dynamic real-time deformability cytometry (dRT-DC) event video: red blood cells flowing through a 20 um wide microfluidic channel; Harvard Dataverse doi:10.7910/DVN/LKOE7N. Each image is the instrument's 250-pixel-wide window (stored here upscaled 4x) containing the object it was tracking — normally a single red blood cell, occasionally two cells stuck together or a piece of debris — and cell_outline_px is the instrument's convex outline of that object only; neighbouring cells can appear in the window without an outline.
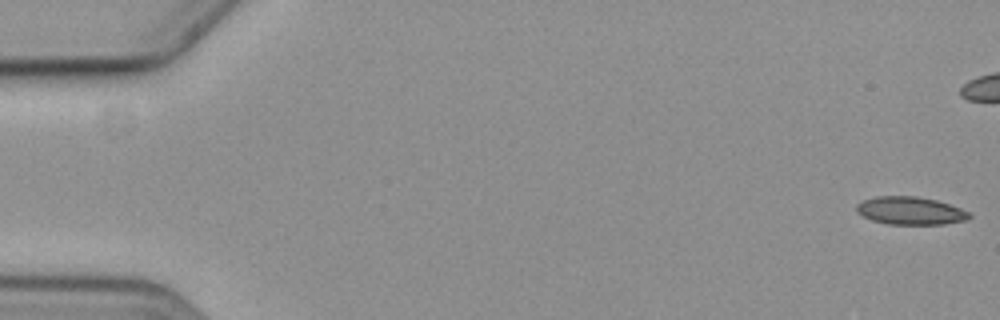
{"species": "common noctule bat (a hibernating species)", "species_latin": "Nyctalus noctula", "temperature_condition": "cold", "stored_images_in_passage": 6, "camera_frame_rate_fps": 3000, "um_per_image_px": 0.085, "animal": {"sex": "female", "body_mass_g": 19.3, "forearm_length_mm": 54.1}, "frame": {"image": 1, "passage_image": 1, "time_ms": 0.0, "image_size_px": [1000, 320], "cell_outline_px": [[972, 216], [968, 220], [944, 224], [888, 224], [872, 220], [856, 212], [856, 204], [864, 200], [876, 196], [916, 196], [936, 200], [960, 208], [968, 212]], "centroid_in_image_um": [77.38, 17.91], "position_along_channel_um": 7.6, "area_um2": 18.26}}